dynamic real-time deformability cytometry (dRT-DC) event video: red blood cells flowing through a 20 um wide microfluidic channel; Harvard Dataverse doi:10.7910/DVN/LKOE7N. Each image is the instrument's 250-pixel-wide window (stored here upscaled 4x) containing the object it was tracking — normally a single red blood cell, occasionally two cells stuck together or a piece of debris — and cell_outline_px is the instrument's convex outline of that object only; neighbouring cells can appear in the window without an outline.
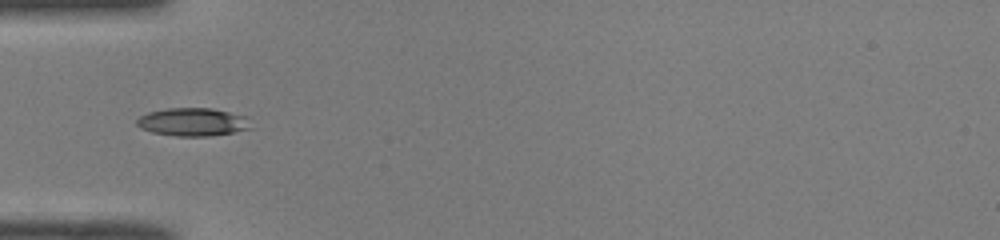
{"species": "common noctule bat (a hibernating species)", "species_latin": "Nyctalus noctula", "temperature_condition": "room temperature", "stored_images_in_passage": 34, "camera_frame_rate_fps": 3000, "um_per_image_px": 0.085, "animal": {"sex": "male", "body_mass_g": 19.0, "forearm_length_mm": 50.8}, "frame": {"image": 1, "passage_image": 1, "time_ms": 0.0, "image_size_px": [1000, 240], "cell_outline_px": [[252, 128], [212, 136], [176, 136], [152, 132], [140, 128], [136, 124], [136, 120], [140, 116], [148, 112], [168, 108], [212, 108], [248, 116]], "centroid_in_image_um": [16.4, 10.36], "position_along_channel_um": 68.6, "area_um2": 18.79}}
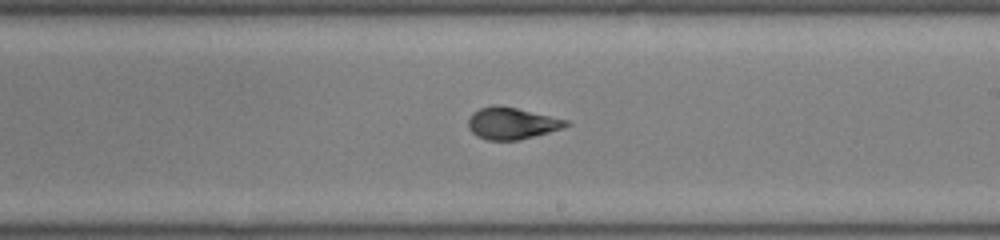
{"frame": {"image": 2, "passage_image": 14, "time_ms": 4.333, "image_size_px": [1000, 240], "cell_outline_px": [[572, 124], [564, 128], [520, 140], [488, 140], [476, 136], [468, 128], [468, 120], [472, 112], [480, 108], [496, 104], [516, 108], [568, 120]], "centroid_in_image_um": [43.5, 10.48], "position_along_channel_um": 245.5, "area_um2": 18.21}}
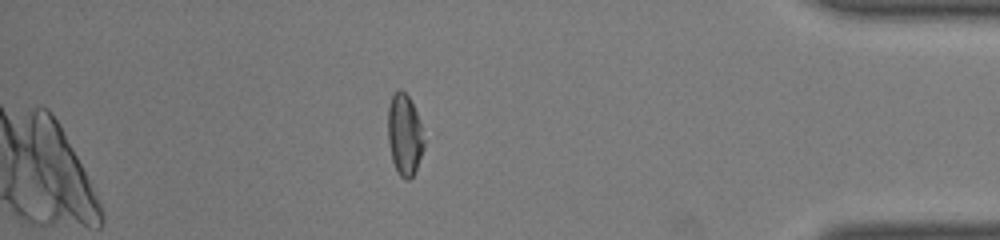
{"frame": {"image": 3, "passage_image": 28, "time_ms": 9.0, "image_size_px": [1000, 240], "cell_outline_px": [[424, 148], [416, 168], [412, 176], [408, 180], [404, 180], [400, 176], [392, 160], [388, 140], [388, 104], [392, 96], [400, 88], [408, 96], [416, 112], [420, 124], [424, 140]], "centroid_in_image_um": [34.37, 11.46], "position_along_channel_um": 400.8, "area_um2": 16.88}, "authors_computed_cell_mechanics": {"area_um2": 18.1203, "velocity_mm_per_s": 4.0931, "shape_relaxation_time_tau1_ms": null, "shape_relaxation_time_tau2_ms": 1.0414, "deformation_change_tau1": null, "deformation_change_tau2": 0.0662}}